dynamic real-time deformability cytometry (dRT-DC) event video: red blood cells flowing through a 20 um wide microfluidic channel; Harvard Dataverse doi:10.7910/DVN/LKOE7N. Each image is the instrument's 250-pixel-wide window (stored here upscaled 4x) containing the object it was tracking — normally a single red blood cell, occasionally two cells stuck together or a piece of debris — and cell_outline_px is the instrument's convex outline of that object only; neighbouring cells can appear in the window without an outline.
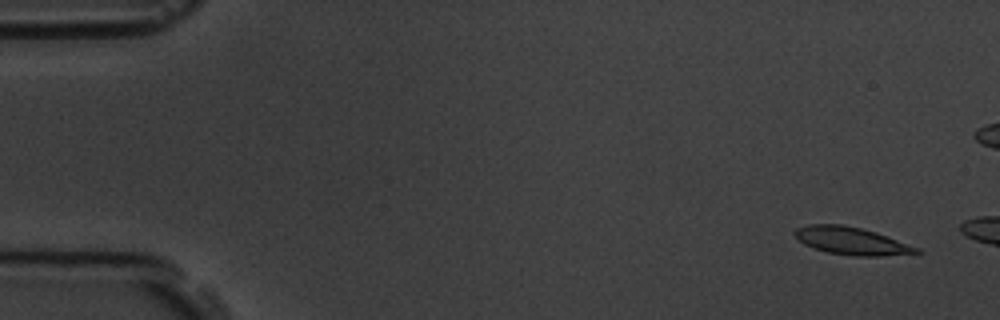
{"species": "common noctule bat (a hibernating species)", "species_latin": "Nyctalus noctula", "temperature_condition": "room temperature", "stored_images_in_passage": 6, "camera_frame_rate_fps": 3000, "um_per_image_px": 0.085, "animal": {"sex": "male", "body_mass_g": 19.5, "forearm_length_mm": 54.6}, "frame": {"image": 1, "passage_image": 1, "time_ms": 0.0, "image_size_px": [1000, 320], "cell_outline_px": [[924, 252], [880, 256], [856, 256], [828, 252], [812, 248], [804, 244], [792, 232], [796, 228], [808, 224], [840, 224], [860, 228], [876, 232], [920, 248]], "centroid_in_image_um": [72.37, 20.47], "position_along_channel_um": 12.6, "area_um2": 19.48}}